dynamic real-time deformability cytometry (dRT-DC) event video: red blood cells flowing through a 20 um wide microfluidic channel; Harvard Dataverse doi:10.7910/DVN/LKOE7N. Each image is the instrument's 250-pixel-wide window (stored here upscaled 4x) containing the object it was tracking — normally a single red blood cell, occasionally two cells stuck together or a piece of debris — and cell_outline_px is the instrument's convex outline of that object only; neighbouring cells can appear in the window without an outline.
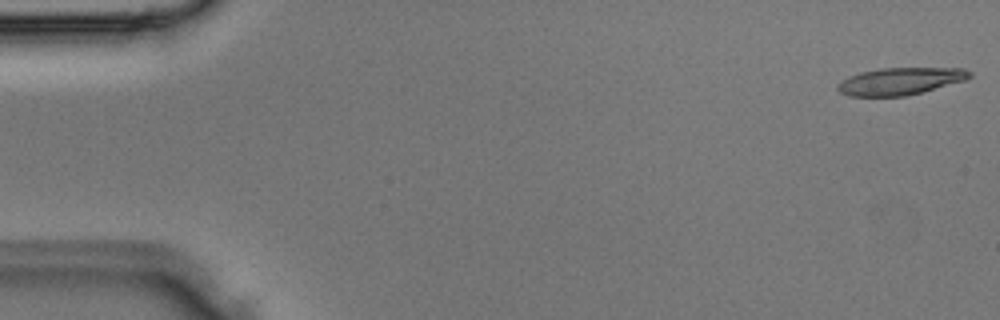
{"species": "Egyptian fruit bat (a non-hibernating species)", "species_latin": "Rousettus aegyptiacus", "temperature_condition": "room temperature", "stored_images_in_passage": 4, "camera_frame_rate_fps": 3000, "um_per_image_px": 0.085, "animal": {"sex": "male"}, "frame": {"image": 1, "passage_image": 1, "time_ms": 0.0, "image_size_px": [1000, 320], "cell_outline_px": [[972, 76], [964, 80], [920, 92], [904, 96], [848, 96], [840, 92], [836, 88], [836, 84], [860, 72], [880, 68], [964, 68], [972, 72]], "centroid_in_image_um": [76.51, 6.89], "position_along_channel_um": 8.5, "area_um2": 20.63}}